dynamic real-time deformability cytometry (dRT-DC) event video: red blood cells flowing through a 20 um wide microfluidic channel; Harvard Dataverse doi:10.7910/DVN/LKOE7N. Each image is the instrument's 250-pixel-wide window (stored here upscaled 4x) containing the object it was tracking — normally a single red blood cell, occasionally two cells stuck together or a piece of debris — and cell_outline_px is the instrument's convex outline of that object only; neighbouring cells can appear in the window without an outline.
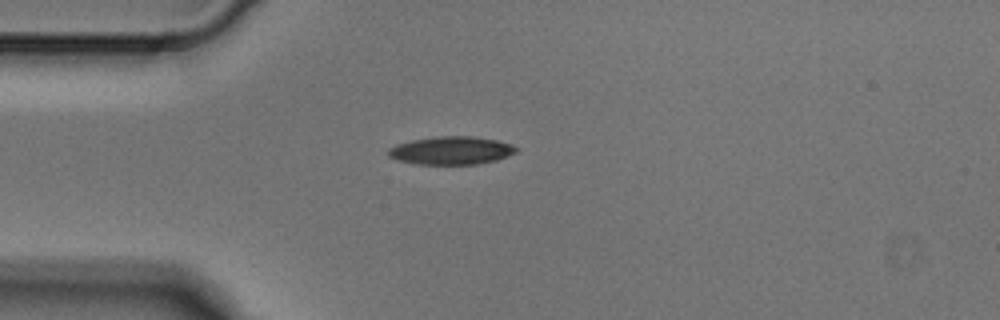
{"species": "Egyptian fruit bat (a non-hibernating species)", "species_latin": "Rousettus aegyptiacus", "temperature_condition": "cold", "stored_images_in_passage": 1, "camera_frame_rate_fps": 3000, "um_per_image_px": 0.085, "animal": {"sex": "male"}, "frame": {"image": 1, "passage_image": 1, "time_ms": 0.0, "image_size_px": [1000, 320], "cell_outline_px": [[520, 148], [516, 152], [508, 156], [496, 160], [476, 164], [416, 164], [396, 160], [388, 156], [388, 148], [396, 144], [412, 140], [436, 136], [472, 136], [496, 140], [512, 144]], "centroid_in_image_um": [38.35, 12.79], "position_along_channel_um": 46.6, "area_um2": 21.04}}